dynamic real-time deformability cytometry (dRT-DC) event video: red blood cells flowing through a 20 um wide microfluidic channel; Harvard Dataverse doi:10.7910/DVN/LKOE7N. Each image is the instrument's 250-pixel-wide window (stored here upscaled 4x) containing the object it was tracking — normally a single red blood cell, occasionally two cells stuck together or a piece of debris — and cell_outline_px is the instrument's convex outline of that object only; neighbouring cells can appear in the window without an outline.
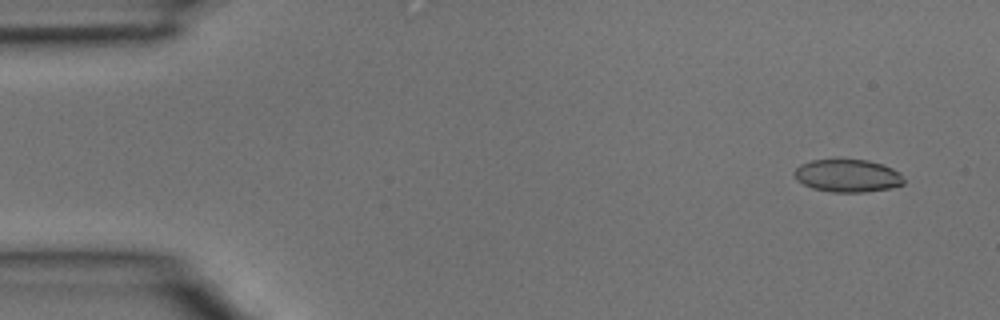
{"species": "common noctule bat (a hibernating species)", "species_latin": "Nyctalus noctula", "temperature_condition": "room temperature", "stored_images_in_passage": 4, "camera_frame_rate_fps": 3000, "um_per_image_px": 0.085, "animal": {"sex": "male", "body_mass_g": 15.6}, "frame": {"image": 1, "passage_image": 1, "time_ms": 0.0, "image_size_px": [1000, 320], "cell_outline_px": [[904, 184], [892, 188], [864, 192], [832, 192], [812, 188], [796, 180], [792, 172], [800, 164], [812, 160], [868, 160], [892, 168], [900, 172], [904, 180]], "centroid_in_image_um": [72.04, 14.94], "position_along_channel_um": 13.0, "area_um2": 20.92}}
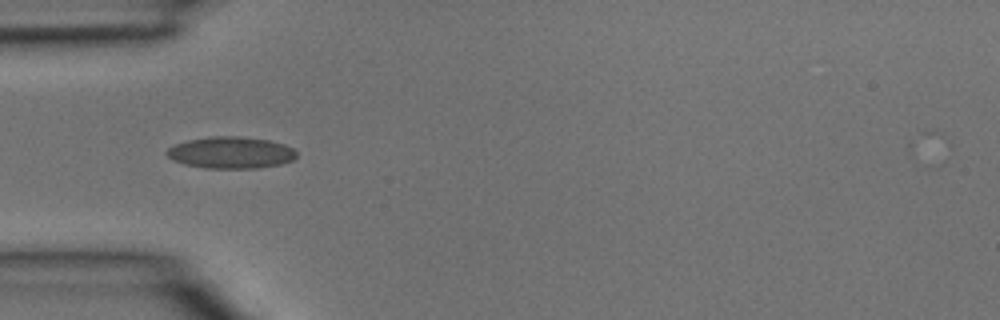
{"frame": {"image": 2, "passage_image": 4, "time_ms": 1.0, "image_size_px": [1000, 320], "cell_outline_px": [[296, 156], [292, 160], [280, 164], [260, 168], [204, 168], [184, 164], [172, 160], [164, 152], [168, 148], [176, 144], [188, 140], [208, 136], [240, 136], [268, 140], [284, 144], [292, 148], [296, 152]], "centroid_in_image_um": [19.6, 12.97], "position_along_channel_um": 65.4, "area_um2": 24.04}}